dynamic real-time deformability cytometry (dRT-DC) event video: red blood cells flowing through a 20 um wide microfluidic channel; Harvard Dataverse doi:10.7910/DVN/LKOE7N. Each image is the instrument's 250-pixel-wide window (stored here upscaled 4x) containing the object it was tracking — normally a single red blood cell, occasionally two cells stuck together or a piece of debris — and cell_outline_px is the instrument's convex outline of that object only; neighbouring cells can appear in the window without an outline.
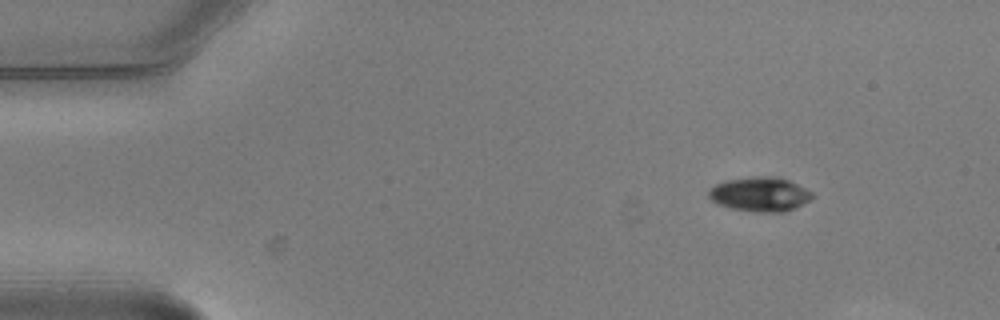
{"species": "common noctule bat (a hibernating species)", "species_latin": "Nyctalus noctula", "temperature_condition": "warm", "stored_images_in_passage": 3, "camera_frame_rate_fps": 3000, "um_per_image_px": 0.085, "animal": {"sex": "male", "body_mass_g": 20.5, "forearm_length_mm": 52.5}, "frame": {"image": 1, "passage_image": 1, "time_ms": 0.0, "image_size_px": [1000, 320], "cell_outline_px": [[816, 196], [796, 208], [784, 212], [756, 212], [732, 208], [716, 204], [708, 196], [708, 188], [724, 180], [768, 176], [788, 180], [812, 192]], "centroid_in_image_um": [64.58, 16.53], "position_along_channel_um": 20.4, "area_um2": 20.63}}